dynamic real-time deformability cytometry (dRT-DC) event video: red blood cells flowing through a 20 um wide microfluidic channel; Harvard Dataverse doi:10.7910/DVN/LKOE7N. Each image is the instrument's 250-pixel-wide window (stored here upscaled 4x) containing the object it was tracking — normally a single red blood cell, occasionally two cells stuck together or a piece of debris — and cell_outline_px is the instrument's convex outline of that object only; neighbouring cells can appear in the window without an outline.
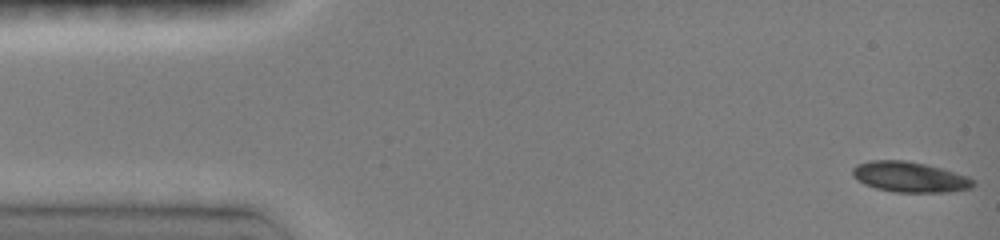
{"species": "common noctule bat (a hibernating species)", "species_latin": "Nyctalus noctula", "temperature_condition": "room temperature", "stored_images_in_passage": 46, "camera_frame_rate_fps": 3000, "um_per_image_px": 0.085, "animal": {"sex": "female", "body_mass_g": 19.0, "forearm_length_mm": 51.5}, "frame": {"image": 1, "passage_image": 1, "time_ms": 0.0, "image_size_px": [1000, 240], "cell_outline_px": [[976, 184], [972, 188], [948, 192], [896, 192], [876, 188], [864, 184], [852, 176], [852, 168], [856, 164], [872, 160], [904, 160], [924, 164], [940, 168], [968, 176], [976, 180]], "centroid_in_image_um": [77.34, 15.04], "position_along_channel_um": 7.7, "area_um2": 21.44}}
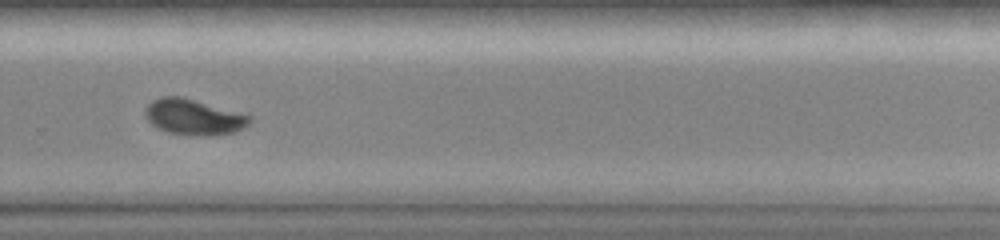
{"frame": {"image": 2, "passage_image": 32, "time_ms": 10.333, "image_size_px": [1000, 240], "cell_outline_px": [[252, 120], [244, 128], [236, 132], [172, 132], [160, 128], [152, 124], [148, 120], [144, 112], [144, 108], [152, 100], [160, 96], [180, 96], [252, 116]], "centroid_in_image_um": [16.43, 9.87], "position_along_channel_um": 313.4, "area_um2": 20.46}}
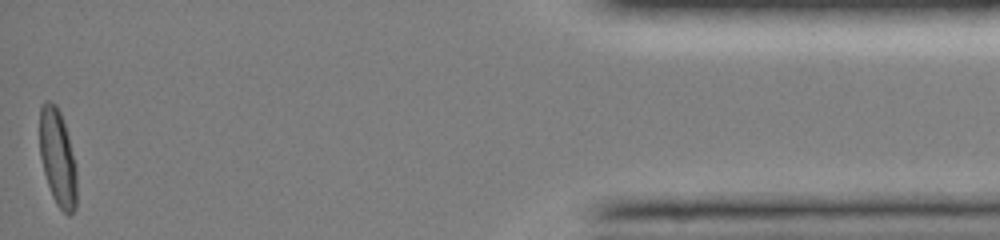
{"frame": {"image": 3, "passage_image": 46, "time_ms": 15.0, "image_size_px": [1000, 240], "cell_outline_px": [[76, 208], [68, 216], [56, 204], [52, 196], [44, 172], [40, 156], [40, 104], [44, 100], [48, 100], [56, 104], [60, 112], [68, 136], [76, 164]], "centroid_in_image_um": [4.9, 13.39], "position_along_channel_um": 430.3, "area_um2": 20.92}, "authors_computed_cell_mechanics": {"area_um2": 21.386, "velocity_mm_per_s": 4.1139, "shape_relaxation_time_tau1_ms": 4.4439, "shape_relaxation_time_tau2_ms": 2.3419, "deformation_change_tau1": 0.1715, "deformation_change_tau2": 0.0525}}